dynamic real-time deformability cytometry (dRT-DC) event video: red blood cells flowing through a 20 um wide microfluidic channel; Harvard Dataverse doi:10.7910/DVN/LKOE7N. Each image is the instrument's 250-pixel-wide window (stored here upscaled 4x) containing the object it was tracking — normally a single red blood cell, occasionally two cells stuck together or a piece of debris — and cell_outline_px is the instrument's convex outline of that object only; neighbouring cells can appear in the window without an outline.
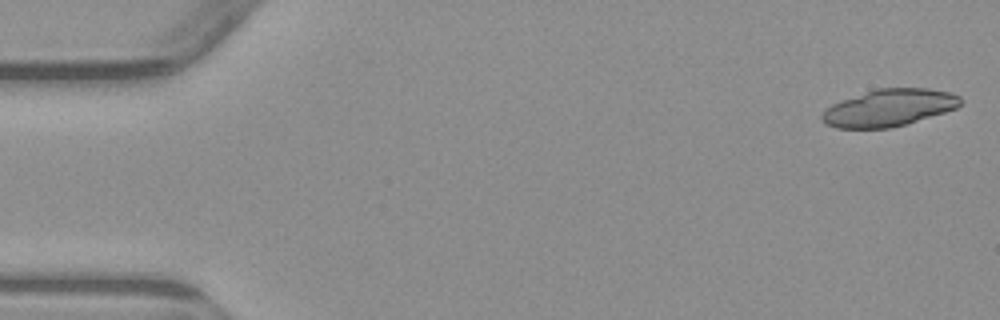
{"species": "common noctule bat (a hibernating species)", "species_latin": "Nyctalus noctula", "temperature_condition": "warm", "stored_images_in_passage": 5, "camera_frame_rate_fps": 3000, "um_per_image_px": 0.085, "animal": {"sex": "male", "body_mass_g": 23.1, "forearm_length_mm": 52.7}, "frame": {"image": 1, "passage_image": 1, "time_ms": 0.0, "image_size_px": [1000, 320], "cell_outline_px": [[964, 100], [956, 108], [944, 112], [892, 128], [836, 128], [824, 124], [820, 120], [820, 116], [832, 104], [840, 100], [876, 88], [928, 88], [952, 92], [960, 96]], "centroid_in_image_um": [75.56, 9.15], "position_along_channel_um": 9.4, "area_um2": 30.06}}
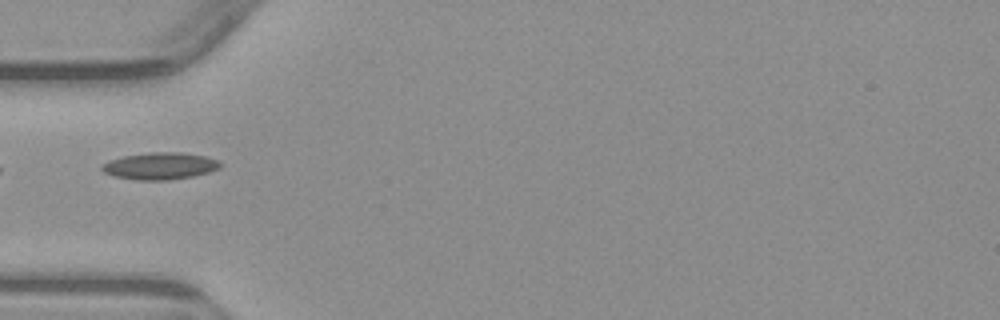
{"frame": {"image": 2, "passage_image": 5, "time_ms": 5.333, "image_size_px": [1000, 320], "cell_outline_px": [[220, 168], [208, 172], [192, 176], [168, 180], [136, 180], [112, 176], [104, 172], [100, 168], [100, 164], [124, 156], [148, 152], [180, 152], [204, 156], [220, 160]], "centroid_in_image_um": [13.58, 14.11], "position_along_channel_um": 71.4, "area_um2": 18.61}}